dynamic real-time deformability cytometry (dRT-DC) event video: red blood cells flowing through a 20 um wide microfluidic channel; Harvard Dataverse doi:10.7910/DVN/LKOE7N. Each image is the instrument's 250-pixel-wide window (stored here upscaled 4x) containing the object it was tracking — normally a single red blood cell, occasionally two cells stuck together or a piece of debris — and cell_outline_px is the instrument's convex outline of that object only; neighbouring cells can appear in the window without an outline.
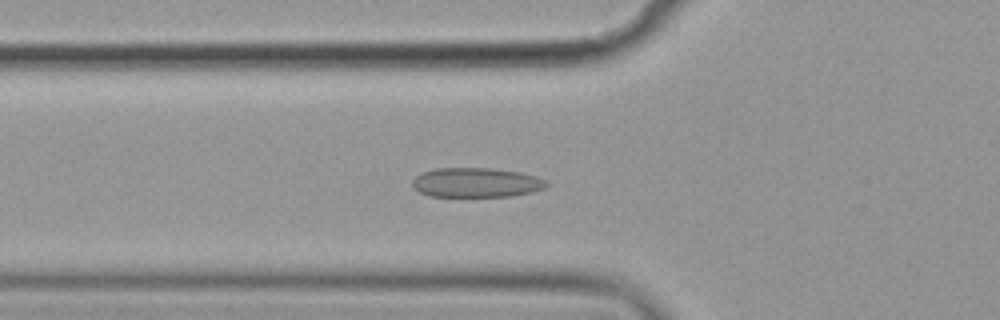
{"species": "common noctule bat (a hibernating species)", "species_latin": "Nyctalus noctula", "temperature_condition": "cold", "stored_images_in_passage": 39, "camera_frame_rate_fps": 3000, "um_per_image_px": 0.085, "animal": {"sex": "female", "body_mass_g": 19.9}, "frame": {"image": 1, "passage_image": 10, "time_ms": 3.0, "image_size_px": [1000, 320], "cell_outline_px": [[552, 184], [544, 188], [532, 192], [512, 196], [428, 196], [412, 188], [412, 180], [420, 172], [436, 168], [492, 168], [520, 172], [536, 176], [548, 180]], "centroid_in_image_um": [40.5, 15.51], "position_along_channel_um": 85.3, "area_um2": 23.41}}
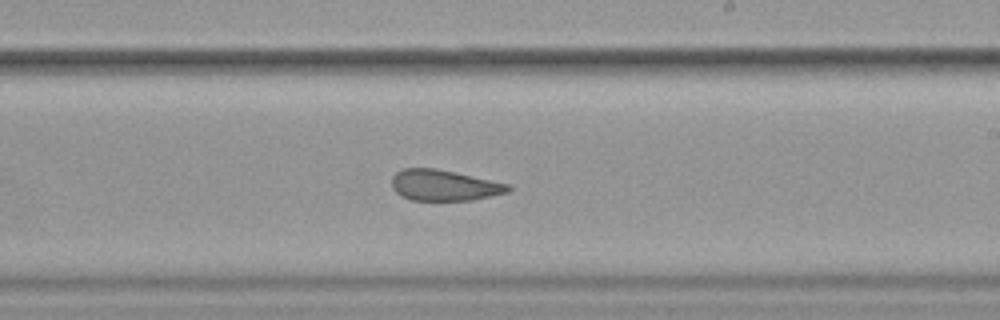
{"frame": {"image": 2, "passage_image": 24, "time_ms": 7.667, "image_size_px": [1000, 320], "cell_outline_px": [[512, 188], [508, 192], [472, 200], [412, 200], [400, 196], [392, 188], [392, 176], [396, 172], [404, 168], [436, 168], [512, 184]], "centroid_in_image_um": [37.76, 15.74], "position_along_channel_um": 251.2, "area_um2": 21.1}}
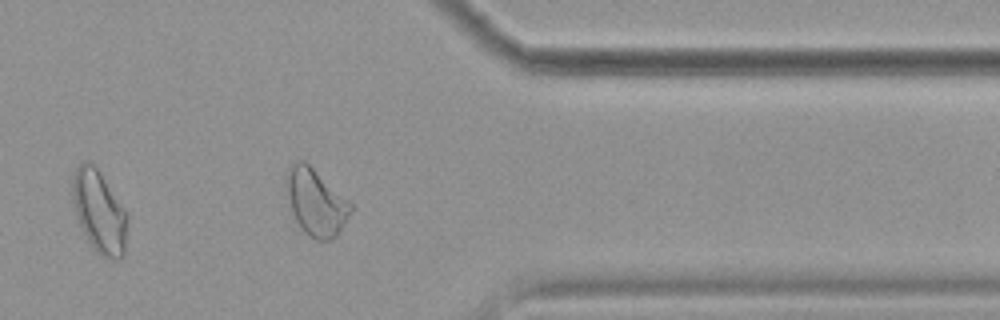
{"frame": {"image": 3, "passage_image": 36, "time_ms": 11.667, "image_size_px": [1000, 320], "cell_outline_px": [[352, 212], [336, 236], [332, 240], [316, 240], [308, 236], [304, 232], [296, 220], [292, 212], [288, 192], [288, 164], [296, 160], [304, 160], [352, 204]], "centroid_in_image_um": [26.87, 17.21], "position_along_channel_um": 384.5, "area_um2": 24.45}, "authors_computed_cell_mechanics": {"area_um2": 22.3108, "velocity_mm_per_s": 3.5593, "shape_relaxation_time_tau1_ms": 4.7426, "shape_relaxation_time_tau2_ms": 2.0369, "deformation_change_tau1": 0.1081, "deformation_change_tau2": 0.0745}}